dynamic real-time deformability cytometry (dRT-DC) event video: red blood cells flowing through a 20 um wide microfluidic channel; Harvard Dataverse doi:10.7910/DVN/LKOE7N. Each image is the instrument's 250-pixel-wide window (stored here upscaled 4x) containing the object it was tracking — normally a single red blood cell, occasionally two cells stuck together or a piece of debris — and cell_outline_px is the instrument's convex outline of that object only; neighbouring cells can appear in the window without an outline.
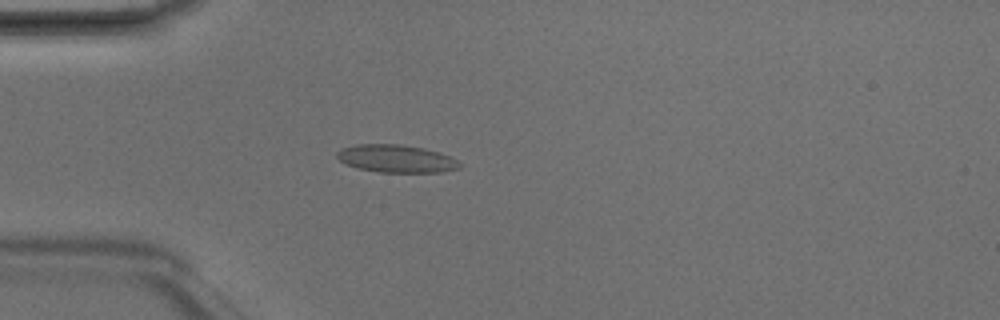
{"species": "Egyptian fruit bat (a non-hibernating species)", "species_latin": "Rousettus aegyptiacus", "temperature_condition": "room temperature", "stored_images_in_passage": 5, "camera_frame_rate_fps": 3000, "um_per_image_px": 0.085, "animal": {"sex": "male"}, "frame": {"image": 1, "passage_image": 5, "time_ms": 1.333, "image_size_px": [1000, 320], "cell_outline_px": [[464, 164], [460, 168], [440, 172], [380, 172], [356, 168], [340, 160], [336, 156], [336, 152], [340, 148], [356, 144], [400, 144], [424, 148], [440, 152]], "centroid_in_image_um": [33.68, 13.48], "position_along_channel_um": 51.3, "area_um2": 19.88}}